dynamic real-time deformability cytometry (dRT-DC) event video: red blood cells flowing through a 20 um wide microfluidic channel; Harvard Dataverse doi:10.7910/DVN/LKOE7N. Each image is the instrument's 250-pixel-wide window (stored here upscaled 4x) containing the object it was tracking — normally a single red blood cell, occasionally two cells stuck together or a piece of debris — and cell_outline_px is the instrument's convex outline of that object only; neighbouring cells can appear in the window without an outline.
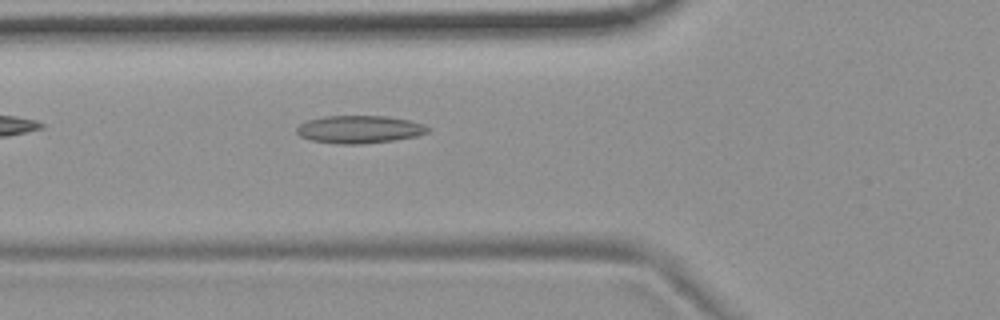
{"species": "common noctule bat (a hibernating species)", "species_latin": "Nyctalus noctula", "temperature_condition": "room temperature", "stored_images_in_passage": 2, "camera_frame_rate_fps": 3000, "um_per_image_px": 0.085, "animal": {"sex": "female", "body_mass_g": 19.9}, "frame": {"image": 1, "passage_image": 2, "time_ms": 0.333, "image_size_px": [1000, 320], "cell_outline_px": [[432, 128], [428, 132], [416, 136], [396, 140], [360, 144], [336, 144], [312, 140], [300, 136], [296, 132], [296, 128], [300, 124], [308, 120], [324, 116], [384, 116], [408, 120], [424, 124]], "centroid_in_image_um": [30.56, 11.0], "position_along_channel_um": 95.2, "area_um2": 21.21}}